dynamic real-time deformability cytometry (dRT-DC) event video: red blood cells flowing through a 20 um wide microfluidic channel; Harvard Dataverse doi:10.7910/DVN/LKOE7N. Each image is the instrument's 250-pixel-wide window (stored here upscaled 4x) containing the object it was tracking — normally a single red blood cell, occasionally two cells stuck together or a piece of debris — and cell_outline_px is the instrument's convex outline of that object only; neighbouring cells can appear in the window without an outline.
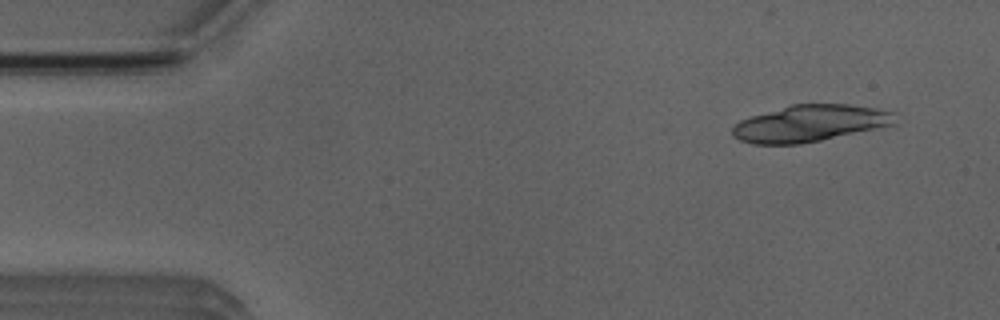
{"species": "Egyptian fruit bat (a non-hibernating species)", "species_latin": "Rousettus aegyptiacus", "temperature_condition": "room temperature", "stored_images_in_passage": 6, "camera_frame_rate_fps": 3000, "um_per_image_px": 0.085, "animal": {"sex": "male"}, "frame": {"image": 1, "passage_image": 2, "time_ms": 1.0, "image_size_px": [1000, 320], "cell_outline_px": [[896, 124], [820, 140], [800, 144], [752, 144], [740, 140], [732, 136], [732, 128], [740, 120], [752, 116], [792, 104], [848, 104], [876, 108], [896, 112]], "centroid_in_image_um": [68.86, 10.48], "position_along_channel_um": 16.1, "area_um2": 34.62}}